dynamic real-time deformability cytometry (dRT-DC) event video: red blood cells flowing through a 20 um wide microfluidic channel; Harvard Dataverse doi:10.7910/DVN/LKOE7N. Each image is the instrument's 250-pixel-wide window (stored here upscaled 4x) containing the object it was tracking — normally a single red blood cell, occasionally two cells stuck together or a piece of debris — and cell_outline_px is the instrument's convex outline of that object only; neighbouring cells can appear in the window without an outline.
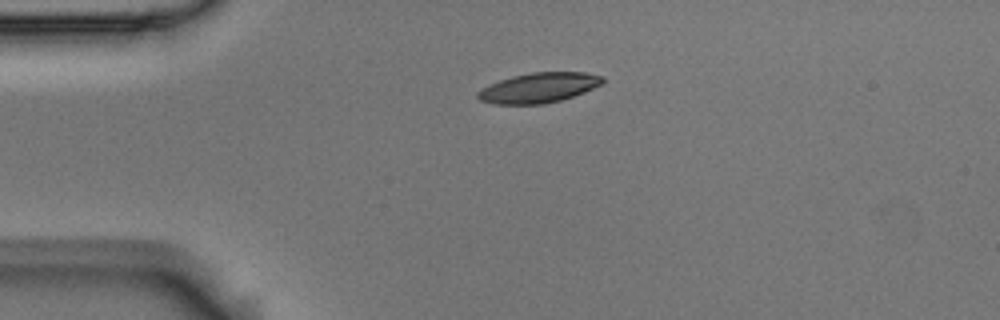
{"species": "Egyptian fruit bat (a non-hibernating species)", "species_latin": "Rousettus aegyptiacus", "temperature_condition": "room temperature", "stored_images_in_passage": 2, "camera_frame_rate_fps": 3000, "um_per_image_px": 0.085, "animal": {"sex": "male"}, "frame": {"image": 1, "passage_image": 1, "time_ms": 0.0, "image_size_px": [1000, 320], "cell_outline_px": [[604, 84], [584, 92], [560, 100], [544, 104], [492, 104], [480, 100], [476, 96], [476, 92], [500, 80], [512, 76], [532, 72], [584, 72], [604, 76]], "centroid_in_image_um": [45.83, 7.45], "position_along_channel_um": 39.2, "area_um2": 21.79}}